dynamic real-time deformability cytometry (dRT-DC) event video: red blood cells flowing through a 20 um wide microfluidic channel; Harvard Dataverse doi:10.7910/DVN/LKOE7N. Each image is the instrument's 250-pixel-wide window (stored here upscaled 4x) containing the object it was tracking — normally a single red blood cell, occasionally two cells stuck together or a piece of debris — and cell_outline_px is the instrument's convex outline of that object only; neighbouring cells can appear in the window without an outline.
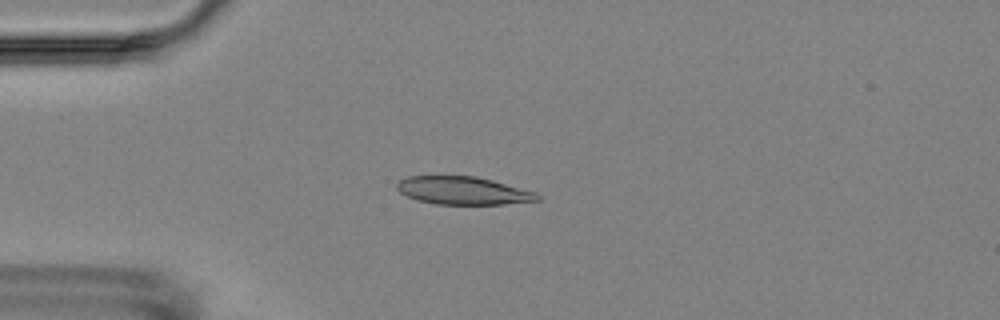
{"species": "Egyptian fruit bat (a non-hibernating species)", "species_latin": "Rousettus aegyptiacus", "temperature_condition": "room temperature", "stored_images_in_passage": 2, "camera_frame_rate_fps": 3000, "um_per_image_px": 0.085, "animal": {"sex": "female"}, "frame": {"image": 1, "passage_image": 2, "time_ms": 1.333, "image_size_px": [1000, 320], "cell_outline_px": [[540, 200], [504, 204], [436, 204], [416, 200], [400, 192], [396, 188], [396, 184], [400, 180], [408, 176], [476, 176], [492, 180], [536, 192], [540, 196]], "centroid_in_image_um": [39.35, 16.2], "position_along_channel_um": 45.6, "area_um2": 22.77}}